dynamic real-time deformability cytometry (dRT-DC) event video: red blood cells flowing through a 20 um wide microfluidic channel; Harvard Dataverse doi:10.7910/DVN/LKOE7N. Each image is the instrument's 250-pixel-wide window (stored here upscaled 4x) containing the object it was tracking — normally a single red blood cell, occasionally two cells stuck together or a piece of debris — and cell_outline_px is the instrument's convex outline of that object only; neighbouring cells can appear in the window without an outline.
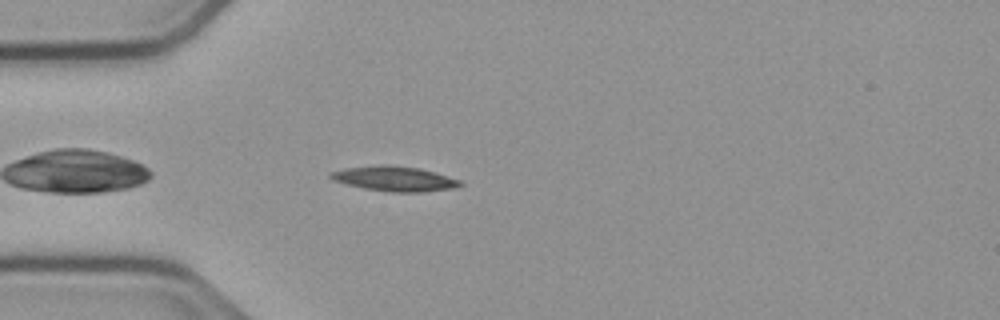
{"species": "common noctule bat (a hibernating species)", "species_latin": "Nyctalus noctula", "temperature_condition": "cold", "stored_images_in_passage": 42, "camera_frame_rate_fps": 3000, "um_per_image_px": 0.085, "animal": {"sex": "male", "body_mass_g": 23.1, "forearm_length_mm": 52.7}, "frame": {"image": 1, "passage_image": 3, "time_ms": 0.667, "image_size_px": [1000, 320], "cell_outline_px": [[464, 184], [456, 188], [424, 192], [388, 192], [364, 188], [332, 180], [328, 176], [328, 172], [344, 168], [420, 168], [460, 180]], "centroid_in_image_um": [33.58, 15.25], "position_along_channel_um": 51.4, "area_um2": 17.8}}
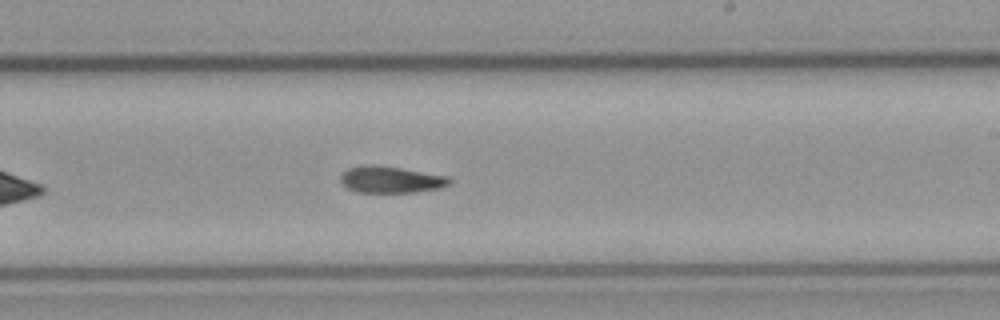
{"frame": {"image": 2, "passage_image": 20, "time_ms": 6.333, "image_size_px": [1000, 320], "cell_outline_px": [[452, 180], [448, 184], [440, 188], [416, 192], [356, 192], [348, 188], [340, 180], [340, 176], [348, 168], [368, 164], [376, 164], [448, 176]], "centroid_in_image_um": [33.21, 15.26], "position_along_channel_um": 255.8, "area_um2": 16.82}}
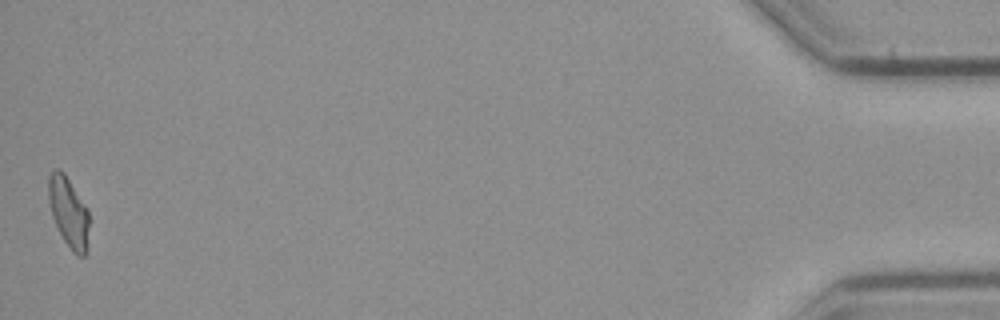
{"frame": {"image": 3, "passage_image": 42, "time_ms": 13.667, "image_size_px": [1000, 320], "cell_outline_px": [[88, 252], [84, 256], [76, 256], [72, 252], [64, 240], [52, 216], [48, 200], [48, 176], [56, 168], [60, 168], [64, 172], [88, 208]], "centroid_in_image_um": [5.84, 18.04], "position_along_channel_um": 429.4, "area_um2": 16.82}, "authors_computed_cell_mechanics": {"area_um2": 16.8487, "velocity_mm_per_s": 3.7542, "shape_relaxation_time_tau1_ms": 5.4033, "shape_relaxation_time_tau2_ms": null, "deformation_change_tau1": 0.1937, "deformation_change_tau2": null}}